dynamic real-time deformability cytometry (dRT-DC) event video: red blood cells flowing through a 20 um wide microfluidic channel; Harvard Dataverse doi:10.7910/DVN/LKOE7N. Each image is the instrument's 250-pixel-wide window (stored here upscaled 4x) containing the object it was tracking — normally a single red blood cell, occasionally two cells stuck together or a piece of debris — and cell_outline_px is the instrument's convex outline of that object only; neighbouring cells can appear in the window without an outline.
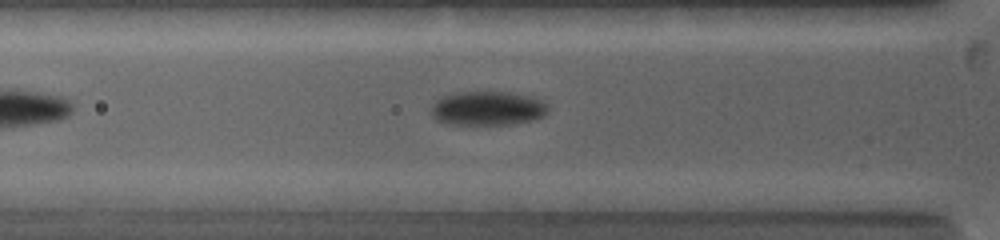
{"species": "common noctule bat (a hibernating species)", "species_latin": "Nyctalus noctula", "temperature_condition": "warm", "stored_images_in_passage": 45, "camera_frame_rate_fps": 5000, "um_per_image_px": 0.085, "animal": {"sex": "female", "body_mass_g": 19.0, "forearm_length_mm": 53.3}, "frame": {"image": 1, "passage_image": 5, "time_ms": 0.8, "image_size_px": [1000, 240], "cell_outline_px": [[548, 112], [544, 116], [532, 120], [512, 124], [448, 124], [436, 120], [432, 116], [432, 104], [440, 96], [452, 92], [508, 92], [532, 96], [548, 104]], "centroid_in_image_um": [41.44, 9.2], "position_along_channel_um": 84.4, "area_um2": 23.47}}
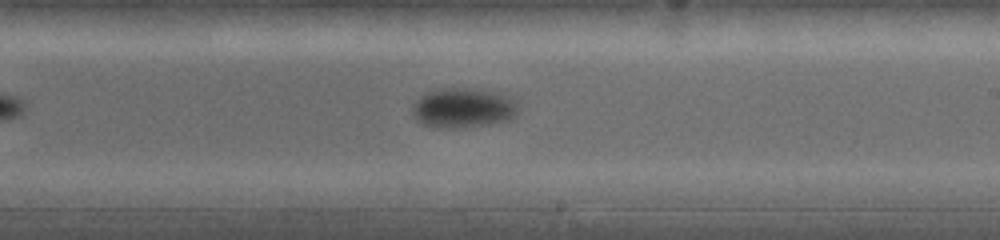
{"frame": {"image": 2, "passage_image": 22, "time_ms": 5.0, "image_size_px": [1000, 240], "cell_outline_px": [[516, 116], [508, 120], [488, 124], [456, 128], [436, 128], [424, 124], [412, 112], [412, 108], [416, 100], [424, 92], [436, 88], [472, 88], [492, 92], [504, 96], [512, 100], [516, 104]], "centroid_in_image_um": [39.31, 9.17], "position_along_channel_um": 249.7, "area_um2": 24.22}}
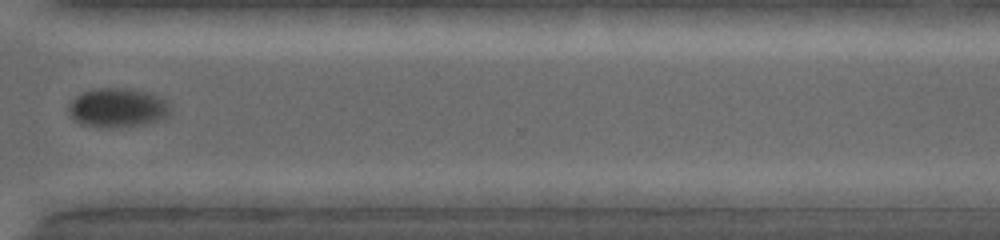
{"frame": {"image": 3, "passage_image": 33, "time_ms": 7.8, "image_size_px": [1000, 240], "cell_outline_px": [[168, 116], [160, 120], [144, 124], [108, 128], [80, 124], [72, 120], [68, 112], [68, 104], [76, 96], [84, 92], [100, 88], [124, 88], [148, 92], [164, 100], [168, 104]], "centroid_in_image_um": [9.93, 9.17], "position_along_channel_um": 360.7, "area_um2": 23.06}}